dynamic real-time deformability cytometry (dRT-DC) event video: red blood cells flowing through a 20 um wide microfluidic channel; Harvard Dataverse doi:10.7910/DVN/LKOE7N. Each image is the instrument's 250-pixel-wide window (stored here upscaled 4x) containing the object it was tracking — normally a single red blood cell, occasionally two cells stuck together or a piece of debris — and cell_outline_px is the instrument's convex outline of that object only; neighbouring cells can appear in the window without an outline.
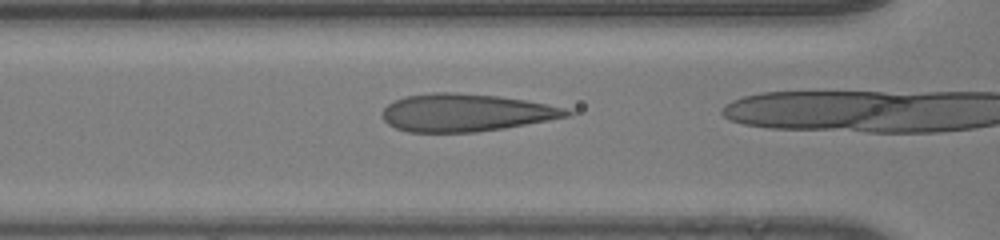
{"species": "human", "species_latin": "Homo sapiens", "temperature_condition": "room temperature", "stored_images_in_passage": 25, "camera_frame_rate_fps": 3000, "um_per_image_px": 0.085, "donor": {"sex": "male"}, "frame": {"image": 1, "passage_image": 24, "time_ms": 7.667, "image_size_px": [1000, 240], "cell_outline_px": [[576, 112], [572, 116], [504, 128], [476, 132], [408, 132], [396, 128], [388, 124], [380, 116], [380, 112], [388, 104], [404, 96], [432, 92], [452, 92], [496, 96], [524, 100], [548, 104], [564, 108]], "centroid_in_image_um": [39.58, 9.58], "position_along_channel_um": 127.0, "area_um2": 40.58}}